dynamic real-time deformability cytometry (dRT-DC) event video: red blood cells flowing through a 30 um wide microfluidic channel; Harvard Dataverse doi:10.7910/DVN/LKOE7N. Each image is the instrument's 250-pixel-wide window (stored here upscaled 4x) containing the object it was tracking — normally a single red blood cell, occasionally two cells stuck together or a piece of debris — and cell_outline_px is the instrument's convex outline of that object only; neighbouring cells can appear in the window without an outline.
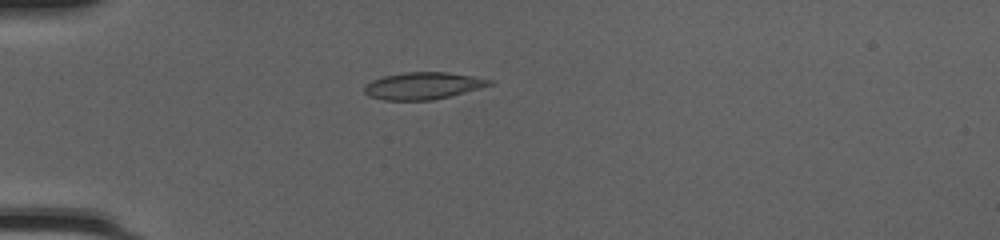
{"species": "common noctule bat (a hibernating species)", "species_latin": "Nyctalus noctula", "temperature_condition": "cold", "stored_images_in_passage": 51, "camera_frame_rate_fps": 3000, "um_per_image_px": 0.085, "animal": {"sex": "female", "body_mass_g": 20.0, "forearm_length_mm": 54.0}, "frame": {"image": 1, "passage_image": 16, "time_ms": 5.0, "image_size_px": [1000, 240], "cell_outline_px": [[496, 84], [432, 100], [384, 100], [368, 96], [364, 92], [364, 84], [372, 80], [384, 76], [404, 72], [448, 72], [496, 80]], "centroid_in_image_um": [35.97, 7.28], "position_along_channel_um": 49.0, "area_um2": 19.83}}
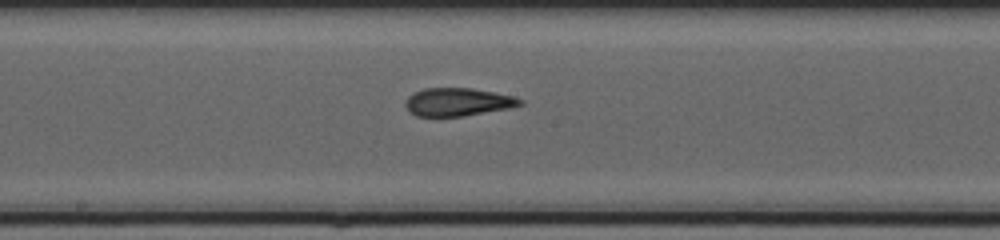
{"frame": {"image": 2, "passage_image": 29, "time_ms": 9.333, "image_size_px": [1000, 240], "cell_outline_px": [[524, 104], [512, 108], [464, 116], [416, 116], [408, 112], [404, 104], [404, 100], [412, 92], [424, 88], [472, 88], [512, 96], [524, 100]], "centroid_in_image_um": [38.88, 8.67], "position_along_channel_um": 209.3, "area_um2": 19.02}}
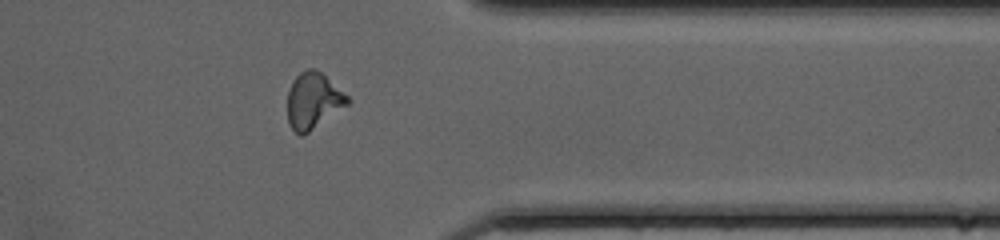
{"frame": {"image": 3, "passage_image": 42, "time_ms": 13.667, "image_size_px": [1000, 240], "cell_outline_px": [[352, 100], [348, 104], [304, 136], [300, 136], [288, 124], [288, 92], [292, 80], [300, 72], [308, 68], [316, 68], [348, 96]], "centroid_in_image_um": [26.61, 8.56], "position_along_channel_um": 384.8, "area_um2": 19.65}, "authors_computed_cell_mechanics": {"area_um2": 19.1318, "velocity_mm_per_s": 4.2164, "shape_relaxation_time_tau1_ms": 4.813, "shape_relaxation_time_tau2_ms": 1.747, "deformation_change_tau1": 0.1832, "deformation_change_tau2": 0.0973}}